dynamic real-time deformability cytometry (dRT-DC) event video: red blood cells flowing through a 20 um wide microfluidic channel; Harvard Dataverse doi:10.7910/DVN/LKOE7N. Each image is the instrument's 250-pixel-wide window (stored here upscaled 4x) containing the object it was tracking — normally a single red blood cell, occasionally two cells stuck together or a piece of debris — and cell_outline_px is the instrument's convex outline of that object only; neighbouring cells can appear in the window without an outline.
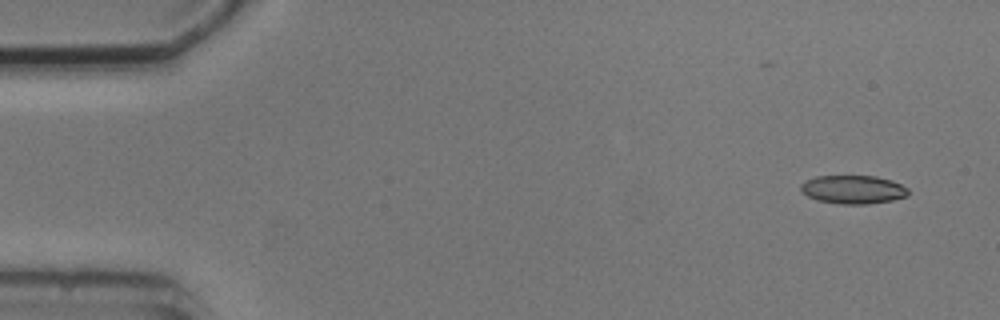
{"species": "common noctule bat (a hibernating species)", "species_latin": "Nyctalus noctula", "temperature_condition": "cold", "stored_images_in_passage": 8, "camera_frame_rate_fps": 3000, "um_per_image_px": 0.085, "animal": {"sex": "male", "body_mass_g": 20.5, "forearm_length_mm": 52.5}, "frame": {"image": 1, "passage_image": 1, "time_ms": 0.0, "image_size_px": [1000, 320], "cell_outline_px": [[908, 196], [892, 200], [868, 204], [840, 204], [816, 200], [808, 196], [800, 188], [800, 184], [816, 176], [876, 176], [892, 180], [908, 188]], "centroid_in_image_um": [72.53, 16.11], "position_along_channel_um": 12.5, "area_um2": 17.8}}
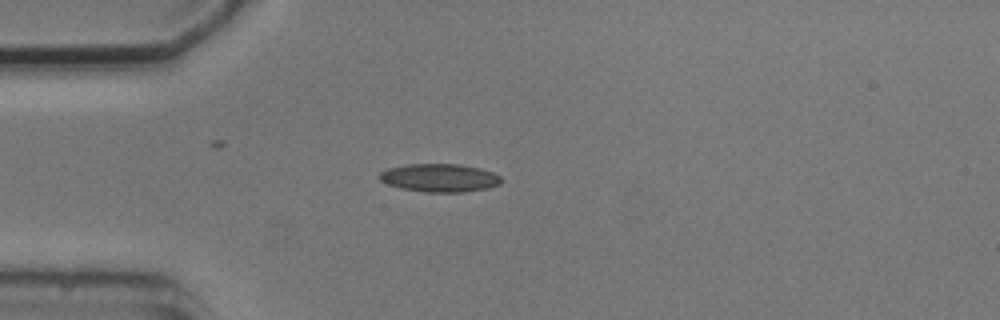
{"frame": {"image": 2, "passage_image": 4, "time_ms": 3.667, "image_size_px": [1000, 320], "cell_outline_px": [[500, 184], [488, 188], [464, 192], [424, 192], [400, 188], [388, 184], [380, 180], [376, 176], [380, 172], [388, 168], [408, 164], [460, 164], [480, 168], [492, 172], [500, 176]], "centroid_in_image_um": [37.34, 15.11], "position_along_channel_um": 47.7, "area_um2": 20.06}}
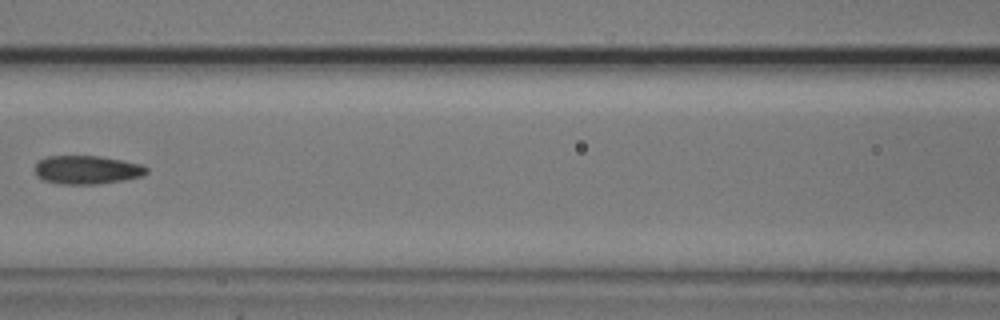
{"frame": {"image": 3, "passage_image": 7, "time_ms": 7.0, "image_size_px": [1000, 320], "cell_outline_px": [[148, 172], [144, 176], [124, 180], [100, 184], [60, 184], [44, 180], [36, 176], [36, 164], [40, 160], [48, 156], [100, 156], [124, 160], [140, 164], [148, 168]], "centroid_in_image_um": [7.43, 14.44], "position_along_channel_um": 159.2, "area_um2": 18.67}}